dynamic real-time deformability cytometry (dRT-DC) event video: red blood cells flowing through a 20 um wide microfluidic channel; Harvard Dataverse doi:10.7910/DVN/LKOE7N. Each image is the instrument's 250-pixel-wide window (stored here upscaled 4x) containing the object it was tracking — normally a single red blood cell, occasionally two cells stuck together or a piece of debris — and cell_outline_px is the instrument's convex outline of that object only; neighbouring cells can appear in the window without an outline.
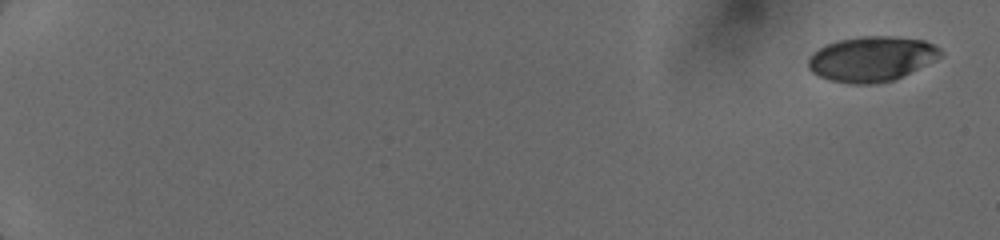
{"species": "human", "species_latin": "Homo sapiens", "temperature_condition": "cold", "stored_images_in_passage": 10, "camera_frame_rate_fps": 3000, "um_per_image_px": 0.085, "donor": {"sex": "female"}, "frame": {"image": 1, "passage_image": 1, "time_ms": 0.0, "image_size_px": [1000, 240], "cell_outline_px": [[944, 56], [936, 60], [892, 80], [876, 84], [848, 84], [828, 80], [812, 72], [808, 68], [808, 60], [820, 48], [828, 44], [840, 40], [860, 36], [892, 36], [924, 40], [940, 48], [944, 52]], "centroid_in_image_um": [74.12, 5.01], "position_along_channel_um": 10.9, "area_um2": 34.62}}
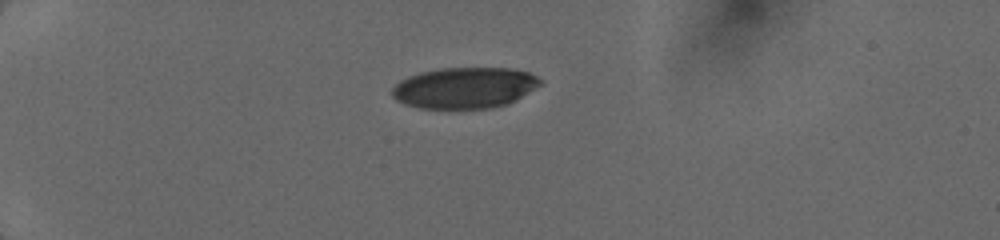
{"frame": {"image": 2, "passage_image": 7, "time_ms": 4.667, "image_size_px": [1000, 240], "cell_outline_px": [[544, 84], [508, 104], [492, 108], [420, 108], [404, 104], [396, 100], [392, 96], [392, 88], [400, 80], [408, 76], [420, 72], [440, 68], [508, 68], [528, 72], [544, 80]], "centroid_in_image_um": [39.51, 7.46], "position_along_channel_um": 45.5, "area_um2": 35.66}}
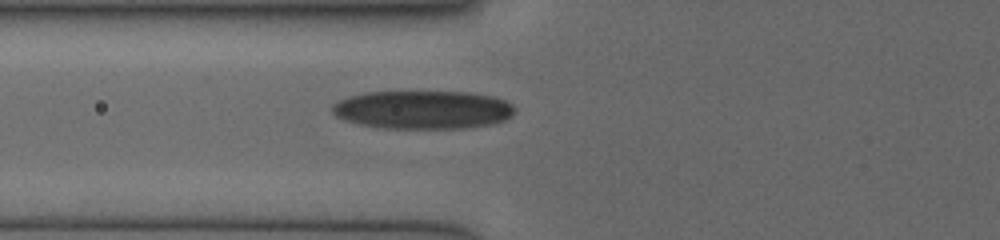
{"frame": {"image": 3, "passage_image": 10, "time_ms": 7.0, "image_size_px": [1000, 240], "cell_outline_px": [[516, 108], [504, 120], [492, 124], [464, 128], [384, 128], [360, 124], [344, 120], [336, 116], [332, 112], [332, 104], [348, 96], [364, 92], [468, 92], [492, 96], [504, 100], [512, 104]], "centroid_in_image_um": [35.91, 9.32], "position_along_channel_um": 89.9, "area_um2": 40.69}}